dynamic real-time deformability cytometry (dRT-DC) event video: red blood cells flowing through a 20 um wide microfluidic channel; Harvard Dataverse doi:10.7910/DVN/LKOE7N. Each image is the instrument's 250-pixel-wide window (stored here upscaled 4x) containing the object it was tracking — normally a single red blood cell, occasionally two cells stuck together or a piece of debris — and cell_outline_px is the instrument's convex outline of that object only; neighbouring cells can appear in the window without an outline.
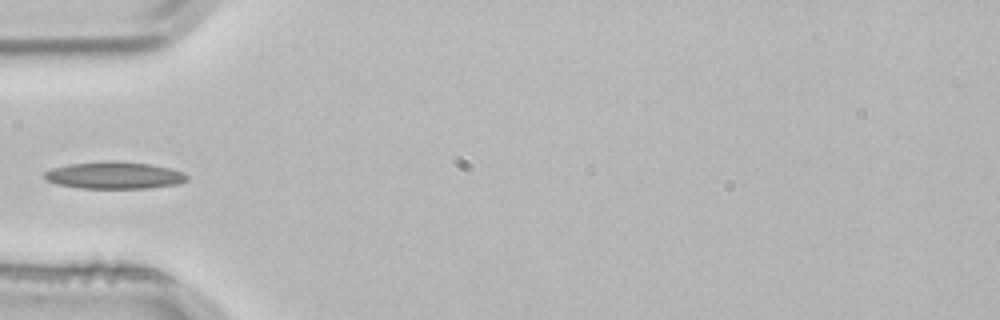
{"species": "common noctule bat (a hibernating species)", "species_latin": "Nyctalus noctula", "temperature_condition": "room temperature", "stored_images_in_passage": 3, "camera_frame_rate_fps": 3000, "um_per_image_px": 0.085, "animal": {"sex": "male", "body_mass_g": 21.5, "forearm_length_mm": 52.0}, "frame": {"image": 1, "passage_image": 3, "time_ms": 0.667, "image_size_px": [1000, 320], "cell_outline_px": [[188, 180], [176, 184], [148, 188], [80, 188], [56, 184], [48, 180], [44, 176], [44, 172], [52, 168], [68, 164], [108, 160], [116, 160], [152, 164], [184, 172], [188, 176]], "centroid_in_image_um": [9.72, 14.89], "position_along_channel_um": 75.3, "area_um2": 22.6}}